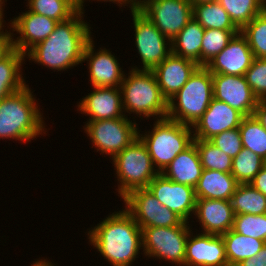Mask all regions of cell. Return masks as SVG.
<instances>
[{"label": "cell", "mask_w": 266, "mask_h": 266, "mask_svg": "<svg viewBox=\"0 0 266 266\" xmlns=\"http://www.w3.org/2000/svg\"><path fill=\"white\" fill-rule=\"evenodd\" d=\"M82 14L83 11L79 10L69 20L59 22L47 39L36 44L25 55L58 71L82 63L84 49L91 40L90 27L82 21Z\"/></svg>", "instance_id": "1"}, {"label": "cell", "mask_w": 266, "mask_h": 266, "mask_svg": "<svg viewBox=\"0 0 266 266\" xmlns=\"http://www.w3.org/2000/svg\"><path fill=\"white\" fill-rule=\"evenodd\" d=\"M88 234L113 266H130L142 246V229L126 209L112 213Z\"/></svg>", "instance_id": "2"}, {"label": "cell", "mask_w": 266, "mask_h": 266, "mask_svg": "<svg viewBox=\"0 0 266 266\" xmlns=\"http://www.w3.org/2000/svg\"><path fill=\"white\" fill-rule=\"evenodd\" d=\"M26 85L0 99V138L30 141L44 131L43 119Z\"/></svg>", "instance_id": "3"}, {"label": "cell", "mask_w": 266, "mask_h": 266, "mask_svg": "<svg viewBox=\"0 0 266 266\" xmlns=\"http://www.w3.org/2000/svg\"><path fill=\"white\" fill-rule=\"evenodd\" d=\"M176 99L177 105L174 101ZM212 99V73L205 66H199L187 83L168 101L166 118L193 126L205 113Z\"/></svg>", "instance_id": "4"}, {"label": "cell", "mask_w": 266, "mask_h": 266, "mask_svg": "<svg viewBox=\"0 0 266 266\" xmlns=\"http://www.w3.org/2000/svg\"><path fill=\"white\" fill-rule=\"evenodd\" d=\"M129 74L128 78L123 77L120 85L123 110L143 114L146 118L157 115L160 119L166 118L168 101L162 95L153 71L136 67Z\"/></svg>", "instance_id": "5"}, {"label": "cell", "mask_w": 266, "mask_h": 266, "mask_svg": "<svg viewBox=\"0 0 266 266\" xmlns=\"http://www.w3.org/2000/svg\"><path fill=\"white\" fill-rule=\"evenodd\" d=\"M192 133L191 126L164 118L155 122L150 134H138V137L147 147L153 165L161 173L180 152L193 143Z\"/></svg>", "instance_id": "6"}, {"label": "cell", "mask_w": 266, "mask_h": 266, "mask_svg": "<svg viewBox=\"0 0 266 266\" xmlns=\"http://www.w3.org/2000/svg\"><path fill=\"white\" fill-rule=\"evenodd\" d=\"M112 160L121 183L118 193L122 198L134 189L146 188L159 174L158 169H154L147 147L139 137Z\"/></svg>", "instance_id": "7"}, {"label": "cell", "mask_w": 266, "mask_h": 266, "mask_svg": "<svg viewBox=\"0 0 266 266\" xmlns=\"http://www.w3.org/2000/svg\"><path fill=\"white\" fill-rule=\"evenodd\" d=\"M125 209L141 229L148 227L188 226L174 211L163 206L147 188L130 191L122 198Z\"/></svg>", "instance_id": "8"}, {"label": "cell", "mask_w": 266, "mask_h": 266, "mask_svg": "<svg viewBox=\"0 0 266 266\" xmlns=\"http://www.w3.org/2000/svg\"><path fill=\"white\" fill-rule=\"evenodd\" d=\"M190 227H148L142 229L145 255L185 265L186 243Z\"/></svg>", "instance_id": "9"}, {"label": "cell", "mask_w": 266, "mask_h": 266, "mask_svg": "<svg viewBox=\"0 0 266 266\" xmlns=\"http://www.w3.org/2000/svg\"><path fill=\"white\" fill-rule=\"evenodd\" d=\"M136 123L127 117L88 121L85 131L97 147L112 158L138 138Z\"/></svg>", "instance_id": "10"}, {"label": "cell", "mask_w": 266, "mask_h": 266, "mask_svg": "<svg viewBox=\"0 0 266 266\" xmlns=\"http://www.w3.org/2000/svg\"><path fill=\"white\" fill-rule=\"evenodd\" d=\"M141 12L171 42L193 18L189 0H157L148 3Z\"/></svg>", "instance_id": "11"}, {"label": "cell", "mask_w": 266, "mask_h": 266, "mask_svg": "<svg viewBox=\"0 0 266 266\" xmlns=\"http://www.w3.org/2000/svg\"><path fill=\"white\" fill-rule=\"evenodd\" d=\"M131 12L135 28L136 48L143 63V70H153L171 54V47L168 49V43H165L168 38L141 11L133 10Z\"/></svg>", "instance_id": "12"}, {"label": "cell", "mask_w": 266, "mask_h": 266, "mask_svg": "<svg viewBox=\"0 0 266 266\" xmlns=\"http://www.w3.org/2000/svg\"><path fill=\"white\" fill-rule=\"evenodd\" d=\"M213 98L227 103L244 116H251L258 99L244 76L212 73Z\"/></svg>", "instance_id": "13"}, {"label": "cell", "mask_w": 266, "mask_h": 266, "mask_svg": "<svg viewBox=\"0 0 266 266\" xmlns=\"http://www.w3.org/2000/svg\"><path fill=\"white\" fill-rule=\"evenodd\" d=\"M146 188L163 206L186 222L195 211L196 196L191 186L169 180L159 173Z\"/></svg>", "instance_id": "14"}, {"label": "cell", "mask_w": 266, "mask_h": 266, "mask_svg": "<svg viewBox=\"0 0 266 266\" xmlns=\"http://www.w3.org/2000/svg\"><path fill=\"white\" fill-rule=\"evenodd\" d=\"M245 116L227 103L212 99L205 113L192 126L194 139L210 140L221 132L239 128Z\"/></svg>", "instance_id": "15"}, {"label": "cell", "mask_w": 266, "mask_h": 266, "mask_svg": "<svg viewBox=\"0 0 266 266\" xmlns=\"http://www.w3.org/2000/svg\"><path fill=\"white\" fill-rule=\"evenodd\" d=\"M253 59L246 37L239 32L205 67L211 73L244 76Z\"/></svg>", "instance_id": "16"}, {"label": "cell", "mask_w": 266, "mask_h": 266, "mask_svg": "<svg viewBox=\"0 0 266 266\" xmlns=\"http://www.w3.org/2000/svg\"><path fill=\"white\" fill-rule=\"evenodd\" d=\"M185 266H228L222 235L201 233L192 238L189 233Z\"/></svg>", "instance_id": "17"}, {"label": "cell", "mask_w": 266, "mask_h": 266, "mask_svg": "<svg viewBox=\"0 0 266 266\" xmlns=\"http://www.w3.org/2000/svg\"><path fill=\"white\" fill-rule=\"evenodd\" d=\"M57 21L49 17L26 11L11 21L13 31L21 34L12 39L13 48L26 54L36 44L44 41L54 31Z\"/></svg>", "instance_id": "18"}, {"label": "cell", "mask_w": 266, "mask_h": 266, "mask_svg": "<svg viewBox=\"0 0 266 266\" xmlns=\"http://www.w3.org/2000/svg\"><path fill=\"white\" fill-rule=\"evenodd\" d=\"M198 67L196 62L171 53L152 71L162 95L169 101Z\"/></svg>", "instance_id": "19"}, {"label": "cell", "mask_w": 266, "mask_h": 266, "mask_svg": "<svg viewBox=\"0 0 266 266\" xmlns=\"http://www.w3.org/2000/svg\"><path fill=\"white\" fill-rule=\"evenodd\" d=\"M91 39L84 49L83 61H89L90 81L93 87H117L123 81V71L114 55L107 49H101L94 54Z\"/></svg>", "instance_id": "20"}, {"label": "cell", "mask_w": 266, "mask_h": 266, "mask_svg": "<svg viewBox=\"0 0 266 266\" xmlns=\"http://www.w3.org/2000/svg\"><path fill=\"white\" fill-rule=\"evenodd\" d=\"M94 91L83 98L78 108L90 115L89 121L122 118L121 89L116 87H93Z\"/></svg>", "instance_id": "21"}, {"label": "cell", "mask_w": 266, "mask_h": 266, "mask_svg": "<svg viewBox=\"0 0 266 266\" xmlns=\"http://www.w3.org/2000/svg\"><path fill=\"white\" fill-rule=\"evenodd\" d=\"M194 213L202 223L203 233L222 235L233 227L235 215L230 201L196 199Z\"/></svg>", "instance_id": "22"}, {"label": "cell", "mask_w": 266, "mask_h": 266, "mask_svg": "<svg viewBox=\"0 0 266 266\" xmlns=\"http://www.w3.org/2000/svg\"><path fill=\"white\" fill-rule=\"evenodd\" d=\"M200 155L193 142L161 172L169 180L195 188L202 175Z\"/></svg>", "instance_id": "23"}, {"label": "cell", "mask_w": 266, "mask_h": 266, "mask_svg": "<svg viewBox=\"0 0 266 266\" xmlns=\"http://www.w3.org/2000/svg\"><path fill=\"white\" fill-rule=\"evenodd\" d=\"M231 173L203 169L195 186L196 199H213L230 201L238 186Z\"/></svg>", "instance_id": "24"}, {"label": "cell", "mask_w": 266, "mask_h": 266, "mask_svg": "<svg viewBox=\"0 0 266 266\" xmlns=\"http://www.w3.org/2000/svg\"><path fill=\"white\" fill-rule=\"evenodd\" d=\"M205 29L192 18L171 41V53L190 59L201 66V46Z\"/></svg>", "instance_id": "25"}, {"label": "cell", "mask_w": 266, "mask_h": 266, "mask_svg": "<svg viewBox=\"0 0 266 266\" xmlns=\"http://www.w3.org/2000/svg\"><path fill=\"white\" fill-rule=\"evenodd\" d=\"M228 266H237L243 260L254 257L265 245V241L236 233L232 229L222 234Z\"/></svg>", "instance_id": "26"}, {"label": "cell", "mask_w": 266, "mask_h": 266, "mask_svg": "<svg viewBox=\"0 0 266 266\" xmlns=\"http://www.w3.org/2000/svg\"><path fill=\"white\" fill-rule=\"evenodd\" d=\"M24 57L25 54L13 48L0 60V99L26 86L20 74Z\"/></svg>", "instance_id": "27"}, {"label": "cell", "mask_w": 266, "mask_h": 266, "mask_svg": "<svg viewBox=\"0 0 266 266\" xmlns=\"http://www.w3.org/2000/svg\"><path fill=\"white\" fill-rule=\"evenodd\" d=\"M193 18L204 29L240 30L218 1L193 5Z\"/></svg>", "instance_id": "28"}, {"label": "cell", "mask_w": 266, "mask_h": 266, "mask_svg": "<svg viewBox=\"0 0 266 266\" xmlns=\"http://www.w3.org/2000/svg\"><path fill=\"white\" fill-rule=\"evenodd\" d=\"M230 202L234 215L266 213V196L249 183L238 184Z\"/></svg>", "instance_id": "29"}, {"label": "cell", "mask_w": 266, "mask_h": 266, "mask_svg": "<svg viewBox=\"0 0 266 266\" xmlns=\"http://www.w3.org/2000/svg\"><path fill=\"white\" fill-rule=\"evenodd\" d=\"M242 145L266 161V130L254 115L245 116L239 126Z\"/></svg>", "instance_id": "30"}, {"label": "cell", "mask_w": 266, "mask_h": 266, "mask_svg": "<svg viewBox=\"0 0 266 266\" xmlns=\"http://www.w3.org/2000/svg\"><path fill=\"white\" fill-rule=\"evenodd\" d=\"M266 161L251 150L244 148L232 158L231 174L239 184L250 183Z\"/></svg>", "instance_id": "31"}, {"label": "cell", "mask_w": 266, "mask_h": 266, "mask_svg": "<svg viewBox=\"0 0 266 266\" xmlns=\"http://www.w3.org/2000/svg\"><path fill=\"white\" fill-rule=\"evenodd\" d=\"M29 11L64 22L73 17L79 9L69 0H28Z\"/></svg>", "instance_id": "32"}, {"label": "cell", "mask_w": 266, "mask_h": 266, "mask_svg": "<svg viewBox=\"0 0 266 266\" xmlns=\"http://www.w3.org/2000/svg\"><path fill=\"white\" fill-rule=\"evenodd\" d=\"M241 30L265 8L258 0H217Z\"/></svg>", "instance_id": "33"}, {"label": "cell", "mask_w": 266, "mask_h": 266, "mask_svg": "<svg viewBox=\"0 0 266 266\" xmlns=\"http://www.w3.org/2000/svg\"><path fill=\"white\" fill-rule=\"evenodd\" d=\"M203 169L231 173L232 158L209 140L194 139Z\"/></svg>", "instance_id": "34"}, {"label": "cell", "mask_w": 266, "mask_h": 266, "mask_svg": "<svg viewBox=\"0 0 266 266\" xmlns=\"http://www.w3.org/2000/svg\"><path fill=\"white\" fill-rule=\"evenodd\" d=\"M240 30L205 29L201 46V66L219 54Z\"/></svg>", "instance_id": "35"}, {"label": "cell", "mask_w": 266, "mask_h": 266, "mask_svg": "<svg viewBox=\"0 0 266 266\" xmlns=\"http://www.w3.org/2000/svg\"><path fill=\"white\" fill-rule=\"evenodd\" d=\"M240 32L246 37L254 58H266V8Z\"/></svg>", "instance_id": "36"}, {"label": "cell", "mask_w": 266, "mask_h": 266, "mask_svg": "<svg viewBox=\"0 0 266 266\" xmlns=\"http://www.w3.org/2000/svg\"><path fill=\"white\" fill-rule=\"evenodd\" d=\"M232 230L266 242V213L235 215Z\"/></svg>", "instance_id": "37"}, {"label": "cell", "mask_w": 266, "mask_h": 266, "mask_svg": "<svg viewBox=\"0 0 266 266\" xmlns=\"http://www.w3.org/2000/svg\"><path fill=\"white\" fill-rule=\"evenodd\" d=\"M244 77L256 98L266 100V58H254Z\"/></svg>", "instance_id": "38"}, {"label": "cell", "mask_w": 266, "mask_h": 266, "mask_svg": "<svg viewBox=\"0 0 266 266\" xmlns=\"http://www.w3.org/2000/svg\"><path fill=\"white\" fill-rule=\"evenodd\" d=\"M231 158L236 157L243 149L239 128L230 129L215 135L209 140Z\"/></svg>", "instance_id": "39"}, {"label": "cell", "mask_w": 266, "mask_h": 266, "mask_svg": "<svg viewBox=\"0 0 266 266\" xmlns=\"http://www.w3.org/2000/svg\"><path fill=\"white\" fill-rule=\"evenodd\" d=\"M237 266H266V243L254 257L243 260Z\"/></svg>", "instance_id": "40"}, {"label": "cell", "mask_w": 266, "mask_h": 266, "mask_svg": "<svg viewBox=\"0 0 266 266\" xmlns=\"http://www.w3.org/2000/svg\"><path fill=\"white\" fill-rule=\"evenodd\" d=\"M249 184L266 196V164Z\"/></svg>", "instance_id": "41"}, {"label": "cell", "mask_w": 266, "mask_h": 266, "mask_svg": "<svg viewBox=\"0 0 266 266\" xmlns=\"http://www.w3.org/2000/svg\"><path fill=\"white\" fill-rule=\"evenodd\" d=\"M11 32H3L0 35V60L4 58L12 49H13V44H12V36Z\"/></svg>", "instance_id": "42"}, {"label": "cell", "mask_w": 266, "mask_h": 266, "mask_svg": "<svg viewBox=\"0 0 266 266\" xmlns=\"http://www.w3.org/2000/svg\"><path fill=\"white\" fill-rule=\"evenodd\" d=\"M253 115L266 130V100L258 101L257 107L255 108Z\"/></svg>", "instance_id": "43"}, {"label": "cell", "mask_w": 266, "mask_h": 266, "mask_svg": "<svg viewBox=\"0 0 266 266\" xmlns=\"http://www.w3.org/2000/svg\"><path fill=\"white\" fill-rule=\"evenodd\" d=\"M100 1H102V0H100ZM103 1L118 2L121 5H123L124 3L126 4V3H129L130 2V4H131V11L136 10V1L137 0H103Z\"/></svg>", "instance_id": "44"}, {"label": "cell", "mask_w": 266, "mask_h": 266, "mask_svg": "<svg viewBox=\"0 0 266 266\" xmlns=\"http://www.w3.org/2000/svg\"><path fill=\"white\" fill-rule=\"evenodd\" d=\"M154 1H157V0H138L136 1V10H139L141 11L148 3L150 2H154Z\"/></svg>", "instance_id": "45"}, {"label": "cell", "mask_w": 266, "mask_h": 266, "mask_svg": "<svg viewBox=\"0 0 266 266\" xmlns=\"http://www.w3.org/2000/svg\"><path fill=\"white\" fill-rule=\"evenodd\" d=\"M32 266H54L51 262L46 260L36 261Z\"/></svg>", "instance_id": "46"}, {"label": "cell", "mask_w": 266, "mask_h": 266, "mask_svg": "<svg viewBox=\"0 0 266 266\" xmlns=\"http://www.w3.org/2000/svg\"><path fill=\"white\" fill-rule=\"evenodd\" d=\"M69 1L72 2L80 11H83L82 7H83L84 0H69Z\"/></svg>", "instance_id": "47"}, {"label": "cell", "mask_w": 266, "mask_h": 266, "mask_svg": "<svg viewBox=\"0 0 266 266\" xmlns=\"http://www.w3.org/2000/svg\"><path fill=\"white\" fill-rule=\"evenodd\" d=\"M193 5L199 4V3H205V2H215L217 0H189Z\"/></svg>", "instance_id": "48"}, {"label": "cell", "mask_w": 266, "mask_h": 266, "mask_svg": "<svg viewBox=\"0 0 266 266\" xmlns=\"http://www.w3.org/2000/svg\"><path fill=\"white\" fill-rule=\"evenodd\" d=\"M3 8H0V35L4 32V31H1L2 30V27H3V10H2Z\"/></svg>", "instance_id": "49"}, {"label": "cell", "mask_w": 266, "mask_h": 266, "mask_svg": "<svg viewBox=\"0 0 266 266\" xmlns=\"http://www.w3.org/2000/svg\"><path fill=\"white\" fill-rule=\"evenodd\" d=\"M258 1L263 5L264 8H266V4H265L266 0H258Z\"/></svg>", "instance_id": "50"}]
</instances>
